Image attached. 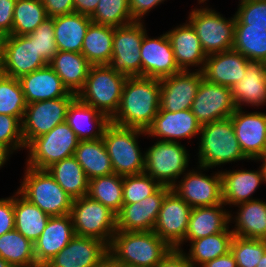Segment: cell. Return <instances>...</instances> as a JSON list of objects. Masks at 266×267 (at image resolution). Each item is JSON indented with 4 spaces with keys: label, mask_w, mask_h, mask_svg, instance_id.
Instances as JSON below:
<instances>
[{
    "label": "cell",
    "mask_w": 266,
    "mask_h": 267,
    "mask_svg": "<svg viewBox=\"0 0 266 267\" xmlns=\"http://www.w3.org/2000/svg\"><path fill=\"white\" fill-rule=\"evenodd\" d=\"M154 267H192L183 250L172 248Z\"/></svg>",
    "instance_id": "db71d44e"
},
{
    "label": "cell",
    "mask_w": 266,
    "mask_h": 267,
    "mask_svg": "<svg viewBox=\"0 0 266 267\" xmlns=\"http://www.w3.org/2000/svg\"><path fill=\"white\" fill-rule=\"evenodd\" d=\"M191 209L171 189L165 195L153 231L171 248L182 250Z\"/></svg>",
    "instance_id": "5bb4252c"
},
{
    "label": "cell",
    "mask_w": 266,
    "mask_h": 267,
    "mask_svg": "<svg viewBox=\"0 0 266 267\" xmlns=\"http://www.w3.org/2000/svg\"><path fill=\"white\" fill-rule=\"evenodd\" d=\"M52 18L57 49L81 53L84 37L92 23L91 18L77 12Z\"/></svg>",
    "instance_id": "4dcf8cb0"
},
{
    "label": "cell",
    "mask_w": 266,
    "mask_h": 267,
    "mask_svg": "<svg viewBox=\"0 0 266 267\" xmlns=\"http://www.w3.org/2000/svg\"><path fill=\"white\" fill-rule=\"evenodd\" d=\"M236 109L230 87L208 82L202 78L191 107L201 126L230 118Z\"/></svg>",
    "instance_id": "4fadbf2b"
},
{
    "label": "cell",
    "mask_w": 266,
    "mask_h": 267,
    "mask_svg": "<svg viewBox=\"0 0 266 267\" xmlns=\"http://www.w3.org/2000/svg\"><path fill=\"white\" fill-rule=\"evenodd\" d=\"M108 253V245L96 238L75 235L68 245L43 267H91Z\"/></svg>",
    "instance_id": "7402d4cb"
},
{
    "label": "cell",
    "mask_w": 266,
    "mask_h": 267,
    "mask_svg": "<svg viewBox=\"0 0 266 267\" xmlns=\"http://www.w3.org/2000/svg\"><path fill=\"white\" fill-rule=\"evenodd\" d=\"M203 78L202 71L182 70L160 79V109L170 112L191 109Z\"/></svg>",
    "instance_id": "e0dca14e"
},
{
    "label": "cell",
    "mask_w": 266,
    "mask_h": 267,
    "mask_svg": "<svg viewBox=\"0 0 266 267\" xmlns=\"http://www.w3.org/2000/svg\"><path fill=\"white\" fill-rule=\"evenodd\" d=\"M27 102L19 79L0 75V114L17 117L21 122Z\"/></svg>",
    "instance_id": "ee69618b"
},
{
    "label": "cell",
    "mask_w": 266,
    "mask_h": 267,
    "mask_svg": "<svg viewBox=\"0 0 266 267\" xmlns=\"http://www.w3.org/2000/svg\"><path fill=\"white\" fill-rule=\"evenodd\" d=\"M221 173L222 199L225 206L252 201L253 193L264 181L262 167L255 170H232ZM251 197V198H250Z\"/></svg>",
    "instance_id": "f546056e"
},
{
    "label": "cell",
    "mask_w": 266,
    "mask_h": 267,
    "mask_svg": "<svg viewBox=\"0 0 266 267\" xmlns=\"http://www.w3.org/2000/svg\"><path fill=\"white\" fill-rule=\"evenodd\" d=\"M0 258L12 267H39L34 244L15 229L0 236Z\"/></svg>",
    "instance_id": "f35d334b"
},
{
    "label": "cell",
    "mask_w": 266,
    "mask_h": 267,
    "mask_svg": "<svg viewBox=\"0 0 266 267\" xmlns=\"http://www.w3.org/2000/svg\"><path fill=\"white\" fill-rule=\"evenodd\" d=\"M0 146L11 154L14 150L26 148L22 136V122L17 117L0 114Z\"/></svg>",
    "instance_id": "c3c4849f"
},
{
    "label": "cell",
    "mask_w": 266,
    "mask_h": 267,
    "mask_svg": "<svg viewBox=\"0 0 266 267\" xmlns=\"http://www.w3.org/2000/svg\"><path fill=\"white\" fill-rule=\"evenodd\" d=\"M0 267H12L8 262L0 258Z\"/></svg>",
    "instance_id": "e7e4bbea"
},
{
    "label": "cell",
    "mask_w": 266,
    "mask_h": 267,
    "mask_svg": "<svg viewBox=\"0 0 266 267\" xmlns=\"http://www.w3.org/2000/svg\"><path fill=\"white\" fill-rule=\"evenodd\" d=\"M198 166V171L193 169L186 172L184 179L178 181L172 190L191 208L223 204L220 171L213 176H206L200 170L205 168Z\"/></svg>",
    "instance_id": "2e32d148"
},
{
    "label": "cell",
    "mask_w": 266,
    "mask_h": 267,
    "mask_svg": "<svg viewBox=\"0 0 266 267\" xmlns=\"http://www.w3.org/2000/svg\"><path fill=\"white\" fill-rule=\"evenodd\" d=\"M75 236L70 214L50 217L40 237L33 243L39 267L65 248Z\"/></svg>",
    "instance_id": "603a6c76"
},
{
    "label": "cell",
    "mask_w": 266,
    "mask_h": 267,
    "mask_svg": "<svg viewBox=\"0 0 266 267\" xmlns=\"http://www.w3.org/2000/svg\"><path fill=\"white\" fill-rule=\"evenodd\" d=\"M18 191L50 217L70 214L73 200L47 169L27 166Z\"/></svg>",
    "instance_id": "8992f818"
},
{
    "label": "cell",
    "mask_w": 266,
    "mask_h": 267,
    "mask_svg": "<svg viewBox=\"0 0 266 267\" xmlns=\"http://www.w3.org/2000/svg\"><path fill=\"white\" fill-rule=\"evenodd\" d=\"M164 0H129L131 16L135 21H142L151 9L163 3Z\"/></svg>",
    "instance_id": "11a10c76"
},
{
    "label": "cell",
    "mask_w": 266,
    "mask_h": 267,
    "mask_svg": "<svg viewBox=\"0 0 266 267\" xmlns=\"http://www.w3.org/2000/svg\"><path fill=\"white\" fill-rule=\"evenodd\" d=\"M14 194L15 230L34 243L42 234L50 218L38 206L26 199L18 190Z\"/></svg>",
    "instance_id": "e575fe53"
},
{
    "label": "cell",
    "mask_w": 266,
    "mask_h": 267,
    "mask_svg": "<svg viewBox=\"0 0 266 267\" xmlns=\"http://www.w3.org/2000/svg\"><path fill=\"white\" fill-rule=\"evenodd\" d=\"M248 62L244 55L233 49L207 55L202 70L203 78L231 88L242 79Z\"/></svg>",
    "instance_id": "d4e9b609"
},
{
    "label": "cell",
    "mask_w": 266,
    "mask_h": 267,
    "mask_svg": "<svg viewBox=\"0 0 266 267\" xmlns=\"http://www.w3.org/2000/svg\"><path fill=\"white\" fill-rule=\"evenodd\" d=\"M235 14V24L266 29V0H241Z\"/></svg>",
    "instance_id": "681fc988"
},
{
    "label": "cell",
    "mask_w": 266,
    "mask_h": 267,
    "mask_svg": "<svg viewBox=\"0 0 266 267\" xmlns=\"http://www.w3.org/2000/svg\"><path fill=\"white\" fill-rule=\"evenodd\" d=\"M141 21L114 27L112 57L108 66L127 77H141L140 47L146 28Z\"/></svg>",
    "instance_id": "8fae6325"
},
{
    "label": "cell",
    "mask_w": 266,
    "mask_h": 267,
    "mask_svg": "<svg viewBox=\"0 0 266 267\" xmlns=\"http://www.w3.org/2000/svg\"><path fill=\"white\" fill-rule=\"evenodd\" d=\"M90 18L95 24L115 28L135 21L131 16L129 0H99Z\"/></svg>",
    "instance_id": "7bdbcfd3"
},
{
    "label": "cell",
    "mask_w": 266,
    "mask_h": 267,
    "mask_svg": "<svg viewBox=\"0 0 266 267\" xmlns=\"http://www.w3.org/2000/svg\"><path fill=\"white\" fill-rule=\"evenodd\" d=\"M114 27L91 23L84 37L81 54L92 66L108 65L112 57Z\"/></svg>",
    "instance_id": "8d00e7d4"
},
{
    "label": "cell",
    "mask_w": 266,
    "mask_h": 267,
    "mask_svg": "<svg viewBox=\"0 0 266 267\" xmlns=\"http://www.w3.org/2000/svg\"><path fill=\"white\" fill-rule=\"evenodd\" d=\"M99 0H74V12L91 16L97 7Z\"/></svg>",
    "instance_id": "9f6ffc18"
},
{
    "label": "cell",
    "mask_w": 266,
    "mask_h": 267,
    "mask_svg": "<svg viewBox=\"0 0 266 267\" xmlns=\"http://www.w3.org/2000/svg\"><path fill=\"white\" fill-rule=\"evenodd\" d=\"M198 163L206 170L214 166L249 160L241 150L231 118L201 126Z\"/></svg>",
    "instance_id": "3957f363"
},
{
    "label": "cell",
    "mask_w": 266,
    "mask_h": 267,
    "mask_svg": "<svg viewBox=\"0 0 266 267\" xmlns=\"http://www.w3.org/2000/svg\"><path fill=\"white\" fill-rule=\"evenodd\" d=\"M230 251L237 267H256L266 252V240L233 236Z\"/></svg>",
    "instance_id": "f6af8a7d"
},
{
    "label": "cell",
    "mask_w": 266,
    "mask_h": 267,
    "mask_svg": "<svg viewBox=\"0 0 266 267\" xmlns=\"http://www.w3.org/2000/svg\"><path fill=\"white\" fill-rule=\"evenodd\" d=\"M233 50L240 52L249 61L266 62V29L235 24Z\"/></svg>",
    "instance_id": "60d3db41"
},
{
    "label": "cell",
    "mask_w": 266,
    "mask_h": 267,
    "mask_svg": "<svg viewBox=\"0 0 266 267\" xmlns=\"http://www.w3.org/2000/svg\"><path fill=\"white\" fill-rule=\"evenodd\" d=\"M172 188L161 186L154 194L133 204H123L116 215L117 231H153L165 195Z\"/></svg>",
    "instance_id": "ffe728a7"
},
{
    "label": "cell",
    "mask_w": 266,
    "mask_h": 267,
    "mask_svg": "<svg viewBox=\"0 0 266 267\" xmlns=\"http://www.w3.org/2000/svg\"><path fill=\"white\" fill-rule=\"evenodd\" d=\"M3 68V37L0 36V75L2 74Z\"/></svg>",
    "instance_id": "94428289"
},
{
    "label": "cell",
    "mask_w": 266,
    "mask_h": 267,
    "mask_svg": "<svg viewBox=\"0 0 266 267\" xmlns=\"http://www.w3.org/2000/svg\"><path fill=\"white\" fill-rule=\"evenodd\" d=\"M145 153L144 172L161 186L172 188L188 167L189 154L181 142L158 140Z\"/></svg>",
    "instance_id": "ba28073f"
},
{
    "label": "cell",
    "mask_w": 266,
    "mask_h": 267,
    "mask_svg": "<svg viewBox=\"0 0 266 267\" xmlns=\"http://www.w3.org/2000/svg\"><path fill=\"white\" fill-rule=\"evenodd\" d=\"M233 236L228 227L223 232L192 240L189 253L186 254L189 263L192 267H201L210 260L226 255L230 251Z\"/></svg>",
    "instance_id": "74e56055"
},
{
    "label": "cell",
    "mask_w": 266,
    "mask_h": 267,
    "mask_svg": "<svg viewBox=\"0 0 266 267\" xmlns=\"http://www.w3.org/2000/svg\"><path fill=\"white\" fill-rule=\"evenodd\" d=\"M46 65L29 34L3 37V75L19 79Z\"/></svg>",
    "instance_id": "9a60e30c"
},
{
    "label": "cell",
    "mask_w": 266,
    "mask_h": 267,
    "mask_svg": "<svg viewBox=\"0 0 266 267\" xmlns=\"http://www.w3.org/2000/svg\"><path fill=\"white\" fill-rule=\"evenodd\" d=\"M66 123L79 141H86L101 139L110 119L76 96L68 106Z\"/></svg>",
    "instance_id": "484cf974"
},
{
    "label": "cell",
    "mask_w": 266,
    "mask_h": 267,
    "mask_svg": "<svg viewBox=\"0 0 266 267\" xmlns=\"http://www.w3.org/2000/svg\"><path fill=\"white\" fill-rule=\"evenodd\" d=\"M75 97H61L27 104L22 119V136L27 146L33 139L66 122L69 104Z\"/></svg>",
    "instance_id": "7c38bea8"
},
{
    "label": "cell",
    "mask_w": 266,
    "mask_h": 267,
    "mask_svg": "<svg viewBox=\"0 0 266 267\" xmlns=\"http://www.w3.org/2000/svg\"><path fill=\"white\" fill-rule=\"evenodd\" d=\"M47 171L72 200L87 195L89 180L74 156L52 164Z\"/></svg>",
    "instance_id": "d590c367"
},
{
    "label": "cell",
    "mask_w": 266,
    "mask_h": 267,
    "mask_svg": "<svg viewBox=\"0 0 266 267\" xmlns=\"http://www.w3.org/2000/svg\"><path fill=\"white\" fill-rule=\"evenodd\" d=\"M200 130L201 125L191 109L177 112L159 110L146 134L159 137L161 141L177 142L183 138L191 139L198 135Z\"/></svg>",
    "instance_id": "44dd1931"
},
{
    "label": "cell",
    "mask_w": 266,
    "mask_h": 267,
    "mask_svg": "<svg viewBox=\"0 0 266 267\" xmlns=\"http://www.w3.org/2000/svg\"><path fill=\"white\" fill-rule=\"evenodd\" d=\"M47 18L42 0H16L12 35L30 34Z\"/></svg>",
    "instance_id": "b9f144b4"
},
{
    "label": "cell",
    "mask_w": 266,
    "mask_h": 267,
    "mask_svg": "<svg viewBox=\"0 0 266 267\" xmlns=\"http://www.w3.org/2000/svg\"><path fill=\"white\" fill-rule=\"evenodd\" d=\"M48 17H55L74 12V0H42Z\"/></svg>",
    "instance_id": "f5cc1de1"
},
{
    "label": "cell",
    "mask_w": 266,
    "mask_h": 267,
    "mask_svg": "<svg viewBox=\"0 0 266 267\" xmlns=\"http://www.w3.org/2000/svg\"><path fill=\"white\" fill-rule=\"evenodd\" d=\"M15 229L14 195L0 199V236Z\"/></svg>",
    "instance_id": "f907efd6"
},
{
    "label": "cell",
    "mask_w": 266,
    "mask_h": 267,
    "mask_svg": "<svg viewBox=\"0 0 266 267\" xmlns=\"http://www.w3.org/2000/svg\"><path fill=\"white\" fill-rule=\"evenodd\" d=\"M11 153L4 147L0 146V168L8 161V157Z\"/></svg>",
    "instance_id": "91938a15"
},
{
    "label": "cell",
    "mask_w": 266,
    "mask_h": 267,
    "mask_svg": "<svg viewBox=\"0 0 266 267\" xmlns=\"http://www.w3.org/2000/svg\"><path fill=\"white\" fill-rule=\"evenodd\" d=\"M70 216L75 235L96 238L110 245L117 231L116 215L102 203L87 195L75 199Z\"/></svg>",
    "instance_id": "9c48e42d"
},
{
    "label": "cell",
    "mask_w": 266,
    "mask_h": 267,
    "mask_svg": "<svg viewBox=\"0 0 266 267\" xmlns=\"http://www.w3.org/2000/svg\"><path fill=\"white\" fill-rule=\"evenodd\" d=\"M172 248L154 231H116L108 252L128 267H154Z\"/></svg>",
    "instance_id": "7a4b0ae2"
},
{
    "label": "cell",
    "mask_w": 266,
    "mask_h": 267,
    "mask_svg": "<svg viewBox=\"0 0 266 267\" xmlns=\"http://www.w3.org/2000/svg\"><path fill=\"white\" fill-rule=\"evenodd\" d=\"M147 135L137 128L123 127L110 122L103 133L113 173L121 176L144 173L145 153L138 146V136Z\"/></svg>",
    "instance_id": "277c9868"
},
{
    "label": "cell",
    "mask_w": 266,
    "mask_h": 267,
    "mask_svg": "<svg viewBox=\"0 0 266 267\" xmlns=\"http://www.w3.org/2000/svg\"><path fill=\"white\" fill-rule=\"evenodd\" d=\"M224 205L223 203L192 208L184 241L191 242L225 231L229 227V222L234 218L230 211L224 209Z\"/></svg>",
    "instance_id": "83f0119b"
},
{
    "label": "cell",
    "mask_w": 266,
    "mask_h": 267,
    "mask_svg": "<svg viewBox=\"0 0 266 267\" xmlns=\"http://www.w3.org/2000/svg\"><path fill=\"white\" fill-rule=\"evenodd\" d=\"M234 236L266 240V202L255 199L235 205Z\"/></svg>",
    "instance_id": "d6a6232c"
},
{
    "label": "cell",
    "mask_w": 266,
    "mask_h": 267,
    "mask_svg": "<svg viewBox=\"0 0 266 267\" xmlns=\"http://www.w3.org/2000/svg\"><path fill=\"white\" fill-rule=\"evenodd\" d=\"M166 32L171 42L174 57L181 70H190L188 67H200L202 71L207 55L204 53L195 29L188 22ZM200 65V66H199Z\"/></svg>",
    "instance_id": "4316f807"
},
{
    "label": "cell",
    "mask_w": 266,
    "mask_h": 267,
    "mask_svg": "<svg viewBox=\"0 0 266 267\" xmlns=\"http://www.w3.org/2000/svg\"><path fill=\"white\" fill-rule=\"evenodd\" d=\"M122 265L108 252L91 267H121Z\"/></svg>",
    "instance_id": "680465c9"
},
{
    "label": "cell",
    "mask_w": 266,
    "mask_h": 267,
    "mask_svg": "<svg viewBox=\"0 0 266 267\" xmlns=\"http://www.w3.org/2000/svg\"><path fill=\"white\" fill-rule=\"evenodd\" d=\"M16 0H0V36L12 35Z\"/></svg>",
    "instance_id": "816d5d0a"
},
{
    "label": "cell",
    "mask_w": 266,
    "mask_h": 267,
    "mask_svg": "<svg viewBox=\"0 0 266 267\" xmlns=\"http://www.w3.org/2000/svg\"><path fill=\"white\" fill-rule=\"evenodd\" d=\"M141 77L162 79L182 70L178 67L167 33L158 38L143 37L140 47Z\"/></svg>",
    "instance_id": "d6986e66"
},
{
    "label": "cell",
    "mask_w": 266,
    "mask_h": 267,
    "mask_svg": "<svg viewBox=\"0 0 266 267\" xmlns=\"http://www.w3.org/2000/svg\"><path fill=\"white\" fill-rule=\"evenodd\" d=\"M127 78L108 65L91 66L77 97L111 119L118 110Z\"/></svg>",
    "instance_id": "5b68a950"
},
{
    "label": "cell",
    "mask_w": 266,
    "mask_h": 267,
    "mask_svg": "<svg viewBox=\"0 0 266 267\" xmlns=\"http://www.w3.org/2000/svg\"><path fill=\"white\" fill-rule=\"evenodd\" d=\"M160 79L128 77L125 81L120 104L110 122L146 131L160 109Z\"/></svg>",
    "instance_id": "6da1fadb"
},
{
    "label": "cell",
    "mask_w": 266,
    "mask_h": 267,
    "mask_svg": "<svg viewBox=\"0 0 266 267\" xmlns=\"http://www.w3.org/2000/svg\"><path fill=\"white\" fill-rule=\"evenodd\" d=\"M201 267H237V263L233 254L229 251L226 255L210 260Z\"/></svg>",
    "instance_id": "6f0895ef"
},
{
    "label": "cell",
    "mask_w": 266,
    "mask_h": 267,
    "mask_svg": "<svg viewBox=\"0 0 266 267\" xmlns=\"http://www.w3.org/2000/svg\"><path fill=\"white\" fill-rule=\"evenodd\" d=\"M187 22L195 29L206 55L233 49L235 15L227 20L214 9L201 7L189 13Z\"/></svg>",
    "instance_id": "52a82bcc"
},
{
    "label": "cell",
    "mask_w": 266,
    "mask_h": 267,
    "mask_svg": "<svg viewBox=\"0 0 266 267\" xmlns=\"http://www.w3.org/2000/svg\"><path fill=\"white\" fill-rule=\"evenodd\" d=\"M49 65L68 91L76 96L83 89L92 66L81 53L59 50Z\"/></svg>",
    "instance_id": "1f68e13d"
},
{
    "label": "cell",
    "mask_w": 266,
    "mask_h": 267,
    "mask_svg": "<svg viewBox=\"0 0 266 267\" xmlns=\"http://www.w3.org/2000/svg\"><path fill=\"white\" fill-rule=\"evenodd\" d=\"M161 185L145 172L123 176V204H133L154 194Z\"/></svg>",
    "instance_id": "bcb514c9"
},
{
    "label": "cell",
    "mask_w": 266,
    "mask_h": 267,
    "mask_svg": "<svg viewBox=\"0 0 266 267\" xmlns=\"http://www.w3.org/2000/svg\"><path fill=\"white\" fill-rule=\"evenodd\" d=\"M29 35L34 38L39 56L49 64L58 52L55 42L53 18H47Z\"/></svg>",
    "instance_id": "7dc6e473"
},
{
    "label": "cell",
    "mask_w": 266,
    "mask_h": 267,
    "mask_svg": "<svg viewBox=\"0 0 266 267\" xmlns=\"http://www.w3.org/2000/svg\"><path fill=\"white\" fill-rule=\"evenodd\" d=\"M231 91L237 108H242L243 104L263 106L266 103V62L249 61L242 79Z\"/></svg>",
    "instance_id": "f1b7e54d"
},
{
    "label": "cell",
    "mask_w": 266,
    "mask_h": 267,
    "mask_svg": "<svg viewBox=\"0 0 266 267\" xmlns=\"http://www.w3.org/2000/svg\"><path fill=\"white\" fill-rule=\"evenodd\" d=\"M256 267H266V252L260 258V261H259V263L257 264Z\"/></svg>",
    "instance_id": "be15d7a7"
},
{
    "label": "cell",
    "mask_w": 266,
    "mask_h": 267,
    "mask_svg": "<svg viewBox=\"0 0 266 267\" xmlns=\"http://www.w3.org/2000/svg\"><path fill=\"white\" fill-rule=\"evenodd\" d=\"M87 196L117 215L123 205V176L113 173L89 180Z\"/></svg>",
    "instance_id": "ab89813d"
},
{
    "label": "cell",
    "mask_w": 266,
    "mask_h": 267,
    "mask_svg": "<svg viewBox=\"0 0 266 267\" xmlns=\"http://www.w3.org/2000/svg\"><path fill=\"white\" fill-rule=\"evenodd\" d=\"M73 156L88 180L113 174L111 159L102 138L79 141Z\"/></svg>",
    "instance_id": "836d02e7"
},
{
    "label": "cell",
    "mask_w": 266,
    "mask_h": 267,
    "mask_svg": "<svg viewBox=\"0 0 266 267\" xmlns=\"http://www.w3.org/2000/svg\"><path fill=\"white\" fill-rule=\"evenodd\" d=\"M242 152L249 160L266 154V113L243 112L237 108L230 116Z\"/></svg>",
    "instance_id": "ac0fdd59"
},
{
    "label": "cell",
    "mask_w": 266,
    "mask_h": 267,
    "mask_svg": "<svg viewBox=\"0 0 266 267\" xmlns=\"http://www.w3.org/2000/svg\"><path fill=\"white\" fill-rule=\"evenodd\" d=\"M198 1H199L198 4H200V3H204L205 1H208V0H198Z\"/></svg>",
    "instance_id": "03108f58"
},
{
    "label": "cell",
    "mask_w": 266,
    "mask_h": 267,
    "mask_svg": "<svg viewBox=\"0 0 266 267\" xmlns=\"http://www.w3.org/2000/svg\"><path fill=\"white\" fill-rule=\"evenodd\" d=\"M19 81L27 104L61 97H76L63 85L49 64L21 76Z\"/></svg>",
    "instance_id": "cb8c5ba5"
},
{
    "label": "cell",
    "mask_w": 266,
    "mask_h": 267,
    "mask_svg": "<svg viewBox=\"0 0 266 267\" xmlns=\"http://www.w3.org/2000/svg\"><path fill=\"white\" fill-rule=\"evenodd\" d=\"M79 140L70 126L64 122L50 132L33 139L25 149L29 151L27 166L47 169L52 164L71 157Z\"/></svg>",
    "instance_id": "30bf717a"
},
{
    "label": "cell",
    "mask_w": 266,
    "mask_h": 267,
    "mask_svg": "<svg viewBox=\"0 0 266 267\" xmlns=\"http://www.w3.org/2000/svg\"><path fill=\"white\" fill-rule=\"evenodd\" d=\"M258 161H263L261 167H262L263 173H264V181H265L264 183H266V154L263 155L262 157H260L258 159Z\"/></svg>",
    "instance_id": "6125c7cd"
}]
</instances>
